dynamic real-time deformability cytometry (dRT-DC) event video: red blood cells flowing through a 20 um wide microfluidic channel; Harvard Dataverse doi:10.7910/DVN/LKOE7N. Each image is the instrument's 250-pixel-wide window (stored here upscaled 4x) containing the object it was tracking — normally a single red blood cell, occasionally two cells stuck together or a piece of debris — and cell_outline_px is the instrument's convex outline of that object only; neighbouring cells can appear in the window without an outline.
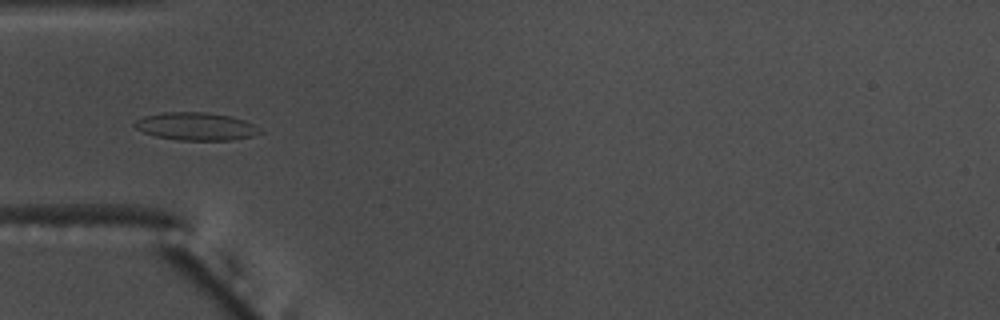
{"species": "common noctule bat (a hibernating species)", "species_latin": "Nyctalus noctula", "temperature_condition": "warm", "stored_images_in_passage": 38, "camera_frame_rate_fps": 3000, "um_per_image_px": 0.085, "animal": {"sex": "male", "body_mass_g": 17.5, "forearm_length_mm": 52.3}, "frame": {"image": 1, "passage_image": 6, "time_ms": 1.667, "image_size_px": [1000, 320], "cell_outline_px": [[264, 132], [252, 136], [232, 140], [176, 140], [156, 136], [144, 132], [136, 128], [132, 124], [136, 120], [144, 116], [164, 112], [208, 112], [232, 116], [244, 120], [260, 128]], "centroid_in_image_um": [16.67, 10.74], "position_along_channel_um": 68.3, "area_um2": 20.4}}
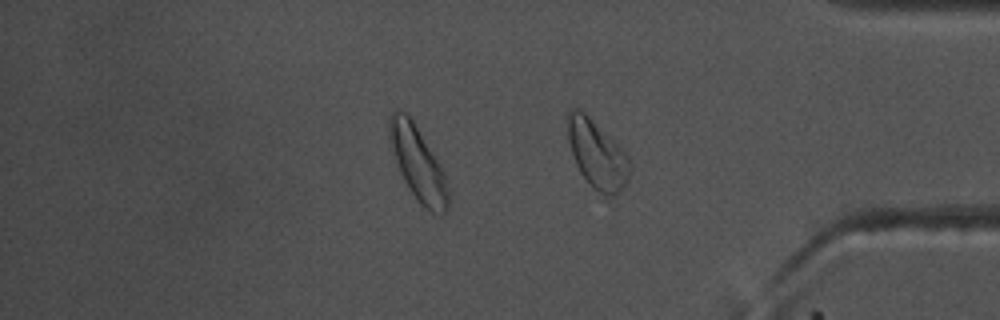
{"frame": {"image": 2, "passage_image": 33, "time_ms": 10.667, "image_size_px": [1000, 320], "cell_outline_px": [[448, 212], [440, 216], [424, 208], [416, 200], [404, 180], [400, 172], [388, 140], [388, 116], [392, 112], [404, 112], [412, 120], [444, 172], [448, 188]], "centroid_in_image_um": [35.51, 13.95], "position_along_channel_um": 399.7, "area_um2": 25.09}, "authors_computed_cell_mechanics": {"area_um2": 19.0451, "velocity_mm_per_s": 3.6718, "shape_relaxation_time_tau1_ms": 3.9466, "shape_relaxation_time_tau2_ms": 2.7965, "deformation_change_tau1": 0.127, "deformation_change_tau2": 0.075}}